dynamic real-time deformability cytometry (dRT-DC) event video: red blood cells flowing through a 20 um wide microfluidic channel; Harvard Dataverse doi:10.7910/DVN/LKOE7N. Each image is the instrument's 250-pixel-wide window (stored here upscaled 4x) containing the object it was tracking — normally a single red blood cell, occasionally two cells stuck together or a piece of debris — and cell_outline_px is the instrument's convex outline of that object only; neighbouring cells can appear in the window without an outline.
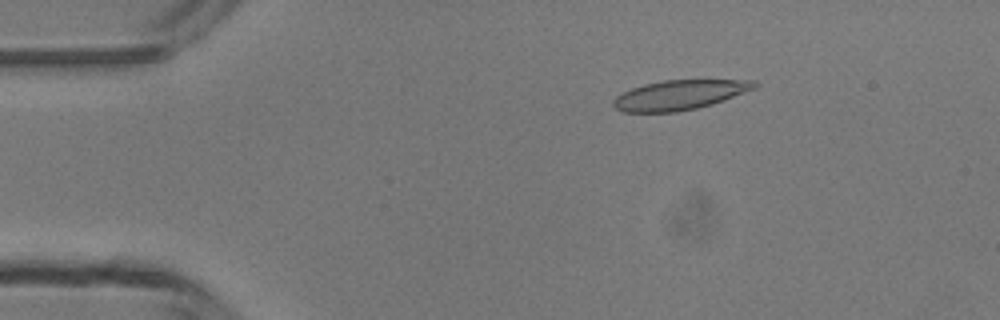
{"species": "common noctule bat (a hibernating species)", "species_latin": "Nyctalus noctula", "temperature_condition": "room temperature", "stored_images_in_passage": 4, "camera_frame_rate_fps": 3000, "um_per_image_px": 0.085, "animal": {"sex": "male", "body_mass_g": 13.3}, "frame": {"image": 1, "passage_image": 2, "time_ms": 1.0, "image_size_px": [1000, 320], "cell_outline_px": [[760, 84], [756, 88], [724, 100], [712, 104], [696, 108], [676, 112], [624, 112], [616, 108], [612, 104], [612, 100], [616, 96], [632, 88], [644, 84], [664, 80], [756, 80]], "centroid_in_image_um": [57.78, 8.06], "position_along_channel_um": 27.2, "area_um2": 24.39}}
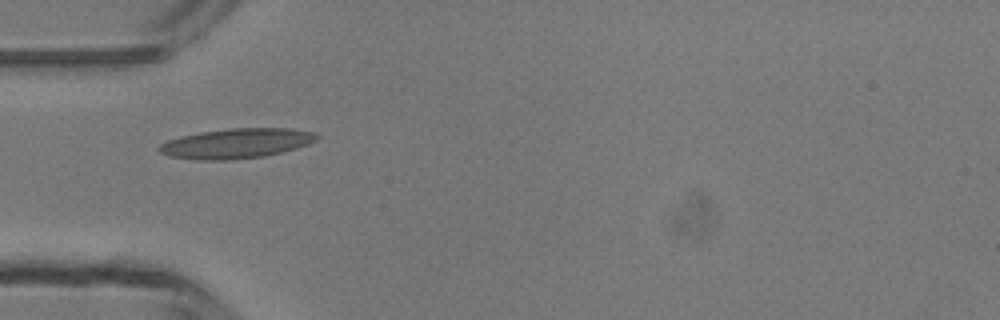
{"frame": {"image": 2, "passage_image": 4, "time_ms": 3.333, "image_size_px": [1000, 320], "cell_outline_px": [[320, 136], [316, 140], [308, 144], [296, 148], [264, 156], [228, 160], [196, 160], [168, 156], [160, 152], [156, 148], [160, 144], [168, 140], [180, 136], [200, 132], [232, 128], [292, 128], [316, 132]], "centroid_in_image_um": [20.08, 12.18], "position_along_channel_um": 64.9, "area_um2": 27.57}}